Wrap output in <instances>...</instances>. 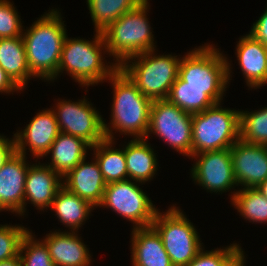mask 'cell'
<instances>
[{"label":"cell","mask_w":267,"mask_h":266,"mask_svg":"<svg viewBox=\"0 0 267 266\" xmlns=\"http://www.w3.org/2000/svg\"><path fill=\"white\" fill-rule=\"evenodd\" d=\"M57 9L43 14L27 30H23L26 57L30 72L41 80L57 78L62 46L66 37L64 21Z\"/></svg>","instance_id":"cell-1"},{"label":"cell","mask_w":267,"mask_h":266,"mask_svg":"<svg viewBox=\"0 0 267 266\" xmlns=\"http://www.w3.org/2000/svg\"><path fill=\"white\" fill-rule=\"evenodd\" d=\"M113 87V104L110 125L103 120L106 139L114 141V133L145 138L149 127L152 100L146 97L118 68L109 78ZM110 127V128H109Z\"/></svg>","instance_id":"cell-2"},{"label":"cell","mask_w":267,"mask_h":266,"mask_svg":"<svg viewBox=\"0 0 267 266\" xmlns=\"http://www.w3.org/2000/svg\"><path fill=\"white\" fill-rule=\"evenodd\" d=\"M103 50V52H102ZM107 52L103 33L97 32L93 40L69 38L67 35L62 46L57 77L67 71L75 82L83 86L99 84L107 80L118 68L116 63L105 65L102 53ZM103 60V61H102ZM112 64V65H111Z\"/></svg>","instance_id":"cell-3"},{"label":"cell","mask_w":267,"mask_h":266,"mask_svg":"<svg viewBox=\"0 0 267 266\" xmlns=\"http://www.w3.org/2000/svg\"><path fill=\"white\" fill-rule=\"evenodd\" d=\"M148 0L112 22L102 33L108 54L117 65L128 58L155 50L154 37L147 18Z\"/></svg>","instance_id":"cell-4"},{"label":"cell","mask_w":267,"mask_h":266,"mask_svg":"<svg viewBox=\"0 0 267 266\" xmlns=\"http://www.w3.org/2000/svg\"><path fill=\"white\" fill-rule=\"evenodd\" d=\"M227 57L213 45L206 44L181 58L178 76L187 87L208 88V95L221 103L231 77Z\"/></svg>","instance_id":"cell-5"},{"label":"cell","mask_w":267,"mask_h":266,"mask_svg":"<svg viewBox=\"0 0 267 266\" xmlns=\"http://www.w3.org/2000/svg\"><path fill=\"white\" fill-rule=\"evenodd\" d=\"M154 53L155 50H151L132 56L119 66L136 87L152 101L167 99L171 86L178 77L181 62L175 55Z\"/></svg>","instance_id":"cell-6"},{"label":"cell","mask_w":267,"mask_h":266,"mask_svg":"<svg viewBox=\"0 0 267 266\" xmlns=\"http://www.w3.org/2000/svg\"><path fill=\"white\" fill-rule=\"evenodd\" d=\"M220 104L192 114V155L231 148L240 139V111Z\"/></svg>","instance_id":"cell-7"},{"label":"cell","mask_w":267,"mask_h":266,"mask_svg":"<svg viewBox=\"0 0 267 266\" xmlns=\"http://www.w3.org/2000/svg\"><path fill=\"white\" fill-rule=\"evenodd\" d=\"M166 211H158L151 226L161 236L172 265L186 266L203 249V243L182 210L173 205Z\"/></svg>","instance_id":"cell-8"},{"label":"cell","mask_w":267,"mask_h":266,"mask_svg":"<svg viewBox=\"0 0 267 266\" xmlns=\"http://www.w3.org/2000/svg\"><path fill=\"white\" fill-rule=\"evenodd\" d=\"M156 134L177 152L192 156V114L172 104L167 99L153 100L150 108L149 134Z\"/></svg>","instance_id":"cell-9"},{"label":"cell","mask_w":267,"mask_h":266,"mask_svg":"<svg viewBox=\"0 0 267 266\" xmlns=\"http://www.w3.org/2000/svg\"><path fill=\"white\" fill-rule=\"evenodd\" d=\"M132 180L108 183L99 207L110 208L131 221L134 228L150 227L158 209L148 195Z\"/></svg>","instance_id":"cell-10"},{"label":"cell","mask_w":267,"mask_h":266,"mask_svg":"<svg viewBox=\"0 0 267 266\" xmlns=\"http://www.w3.org/2000/svg\"><path fill=\"white\" fill-rule=\"evenodd\" d=\"M60 132L82 138L91 147L106 139L103 119L87 99L72 102L65 99L52 108Z\"/></svg>","instance_id":"cell-11"},{"label":"cell","mask_w":267,"mask_h":266,"mask_svg":"<svg viewBox=\"0 0 267 266\" xmlns=\"http://www.w3.org/2000/svg\"><path fill=\"white\" fill-rule=\"evenodd\" d=\"M191 157L196 160L199 158L193 164L191 175L193 181L203 189H207L208 192L222 193L237 186L230 148L205 151Z\"/></svg>","instance_id":"cell-12"},{"label":"cell","mask_w":267,"mask_h":266,"mask_svg":"<svg viewBox=\"0 0 267 266\" xmlns=\"http://www.w3.org/2000/svg\"><path fill=\"white\" fill-rule=\"evenodd\" d=\"M237 186L257 188L267 179V146L238 140L230 148Z\"/></svg>","instance_id":"cell-13"},{"label":"cell","mask_w":267,"mask_h":266,"mask_svg":"<svg viewBox=\"0 0 267 266\" xmlns=\"http://www.w3.org/2000/svg\"><path fill=\"white\" fill-rule=\"evenodd\" d=\"M60 130L52 109L37 113L23 131H17L14 136L16 152L26 156L27 146L35 158L48 155L52 143ZM26 149V150H25Z\"/></svg>","instance_id":"cell-14"},{"label":"cell","mask_w":267,"mask_h":266,"mask_svg":"<svg viewBox=\"0 0 267 266\" xmlns=\"http://www.w3.org/2000/svg\"><path fill=\"white\" fill-rule=\"evenodd\" d=\"M26 158L15 152L0 169V211L24 215L25 182L30 166Z\"/></svg>","instance_id":"cell-15"},{"label":"cell","mask_w":267,"mask_h":266,"mask_svg":"<svg viewBox=\"0 0 267 266\" xmlns=\"http://www.w3.org/2000/svg\"><path fill=\"white\" fill-rule=\"evenodd\" d=\"M86 159L84 158L62 178L63 186L97 208L102 201L107 183L96 158L90 163L86 162Z\"/></svg>","instance_id":"cell-16"},{"label":"cell","mask_w":267,"mask_h":266,"mask_svg":"<svg viewBox=\"0 0 267 266\" xmlns=\"http://www.w3.org/2000/svg\"><path fill=\"white\" fill-rule=\"evenodd\" d=\"M30 165L27 171L24 194V213L30 201L36 209L51 207L58 189L63 185L62 177L43 163ZM27 202V203H26Z\"/></svg>","instance_id":"cell-17"},{"label":"cell","mask_w":267,"mask_h":266,"mask_svg":"<svg viewBox=\"0 0 267 266\" xmlns=\"http://www.w3.org/2000/svg\"><path fill=\"white\" fill-rule=\"evenodd\" d=\"M237 60L250 88L267 84V46L251 34L239 38L236 48Z\"/></svg>","instance_id":"cell-18"},{"label":"cell","mask_w":267,"mask_h":266,"mask_svg":"<svg viewBox=\"0 0 267 266\" xmlns=\"http://www.w3.org/2000/svg\"><path fill=\"white\" fill-rule=\"evenodd\" d=\"M46 244L55 266H89L91 254L77 232L56 231L46 234Z\"/></svg>","instance_id":"cell-19"},{"label":"cell","mask_w":267,"mask_h":266,"mask_svg":"<svg viewBox=\"0 0 267 266\" xmlns=\"http://www.w3.org/2000/svg\"><path fill=\"white\" fill-rule=\"evenodd\" d=\"M131 247L133 266H173L161 236L152 226L134 228Z\"/></svg>","instance_id":"cell-20"},{"label":"cell","mask_w":267,"mask_h":266,"mask_svg":"<svg viewBox=\"0 0 267 266\" xmlns=\"http://www.w3.org/2000/svg\"><path fill=\"white\" fill-rule=\"evenodd\" d=\"M87 148L91 146L82 138L60 132L48 152L52 161L46 165L63 178L87 157Z\"/></svg>","instance_id":"cell-21"},{"label":"cell","mask_w":267,"mask_h":266,"mask_svg":"<svg viewBox=\"0 0 267 266\" xmlns=\"http://www.w3.org/2000/svg\"><path fill=\"white\" fill-rule=\"evenodd\" d=\"M145 138H135L124 147L128 179L138 183L151 180L157 171V158Z\"/></svg>","instance_id":"cell-22"},{"label":"cell","mask_w":267,"mask_h":266,"mask_svg":"<svg viewBox=\"0 0 267 266\" xmlns=\"http://www.w3.org/2000/svg\"><path fill=\"white\" fill-rule=\"evenodd\" d=\"M0 66L21 91L35 77L28 67L22 36L0 38Z\"/></svg>","instance_id":"cell-23"},{"label":"cell","mask_w":267,"mask_h":266,"mask_svg":"<svg viewBox=\"0 0 267 266\" xmlns=\"http://www.w3.org/2000/svg\"><path fill=\"white\" fill-rule=\"evenodd\" d=\"M51 208L60 223L69 227L71 232H77L87 217L89 219L90 212L94 210L90 202L70 192L63 185L58 189Z\"/></svg>","instance_id":"cell-24"},{"label":"cell","mask_w":267,"mask_h":266,"mask_svg":"<svg viewBox=\"0 0 267 266\" xmlns=\"http://www.w3.org/2000/svg\"><path fill=\"white\" fill-rule=\"evenodd\" d=\"M114 141L105 139L90 150L94 151L101 173L106 183L124 181L128 179L127 164L123 149H114ZM113 147V148H112Z\"/></svg>","instance_id":"cell-25"},{"label":"cell","mask_w":267,"mask_h":266,"mask_svg":"<svg viewBox=\"0 0 267 266\" xmlns=\"http://www.w3.org/2000/svg\"><path fill=\"white\" fill-rule=\"evenodd\" d=\"M167 100L189 114L201 113L216 104L208 95V88L187 87L179 76L171 86Z\"/></svg>","instance_id":"cell-26"},{"label":"cell","mask_w":267,"mask_h":266,"mask_svg":"<svg viewBox=\"0 0 267 266\" xmlns=\"http://www.w3.org/2000/svg\"><path fill=\"white\" fill-rule=\"evenodd\" d=\"M144 0H87L95 32H103L123 14L135 9Z\"/></svg>","instance_id":"cell-27"},{"label":"cell","mask_w":267,"mask_h":266,"mask_svg":"<svg viewBox=\"0 0 267 266\" xmlns=\"http://www.w3.org/2000/svg\"><path fill=\"white\" fill-rule=\"evenodd\" d=\"M231 202L249 222H267V198L257 188H242L233 192Z\"/></svg>","instance_id":"cell-28"},{"label":"cell","mask_w":267,"mask_h":266,"mask_svg":"<svg viewBox=\"0 0 267 266\" xmlns=\"http://www.w3.org/2000/svg\"><path fill=\"white\" fill-rule=\"evenodd\" d=\"M240 140L267 146V107L254 112L240 110Z\"/></svg>","instance_id":"cell-29"},{"label":"cell","mask_w":267,"mask_h":266,"mask_svg":"<svg viewBox=\"0 0 267 266\" xmlns=\"http://www.w3.org/2000/svg\"><path fill=\"white\" fill-rule=\"evenodd\" d=\"M33 236L28 231L21 241L19 257L22 266H55L46 244Z\"/></svg>","instance_id":"cell-30"},{"label":"cell","mask_w":267,"mask_h":266,"mask_svg":"<svg viewBox=\"0 0 267 266\" xmlns=\"http://www.w3.org/2000/svg\"><path fill=\"white\" fill-rule=\"evenodd\" d=\"M28 231L29 229L23 226L0 224V261L19 255L21 241Z\"/></svg>","instance_id":"cell-31"},{"label":"cell","mask_w":267,"mask_h":266,"mask_svg":"<svg viewBox=\"0 0 267 266\" xmlns=\"http://www.w3.org/2000/svg\"><path fill=\"white\" fill-rule=\"evenodd\" d=\"M20 15L9 0H0V38L22 36Z\"/></svg>","instance_id":"cell-32"},{"label":"cell","mask_w":267,"mask_h":266,"mask_svg":"<svg viewBox=\"0 0 267 266\" xmlns=\"http://www.w3.org/2000/svg\"><path fill=\"white\" fill-rule=\"evenodd\" d=\"M239 246L233 243L223 249L217 248L211 251L202 249L186 266H223L241 248Z\"/></svg>","instance_id":"cell-33"},{"label":"cell","mask_w":267,"mask_h":266,"mask_svg":"<svg viewBox=\"0 0 267 266\" xmlns=\"http://www.w3.org/2000/svg\"><path fill=\"white\" fill-rule=\"evenodd\" d=\"M256 40L267 46V7L264 13L259 17L250 30V33Z\"/></svg>","instance_id":"cell-34"},{"label":"cell","mask_w":267,"mask_h":266,"mask_svg":"<svg viewBox=\"0 0 267 266\" xmlns=\"http://www.w3.org/2000/svg\"><path fill=\"white\" fill-rule=\"evenodd\" d=\"M16 152V145L13 139L5 138L0 143V169L5 165L9 158Z\"/></svg>","instance_id":"cell-35"},{"label":"cell","mask_w":267,"mask_h":266,"mask_svg":"<svg viewBox=\"0 0 267 266\" xmlns=\"http://www.w3.org/2000/svg\"><path fill=\"white\" fill-rule=\"evenodd\" d=\"M21 89L12 81L7 73L0 66V93L10 94Z\"/></svg>","instance_id":"cell-36"},{"label":"cell","mask_w":267,"mask_h":266,"mask_svg":"<svg viewBox=\"0 0 267 266\" xmlns=\"http://www.w3.org/2000/svg\"><path fill=\"white\" fill-rule=\"evenodd\" d=\"M245 256L240 248L223 266H245Z\"/></svg>","instance_id":"cell-37"},{"label":"cell","mask_w":267,"mask_h":266,"mask_svg":"<svg viewBox=\"0 0 267 266\" xmlns=\"http://www.w3.org/2000/svg\"><path fill=\"white\" fill-rule=\"evenodd\" d=\"M0 266H22L21 259L18 256L11 258L9 260L0 261Z\"/></svg>","instance_id":"cell-38"},{"label":"cell","mask_w":267,"mask_h":266,"mask_svg":"<svg viewBox=\"0 0 267 266\" xmlns=\"http://www.w3.org/2000/svg\"><path fill=\"white\" fill-rule=\"evenodd\" d=\"M257 189L267 198V179L263 181Z\"/></svg>","instance_id":"cell-39"},{"label":"cell","mask_w":267,"mask_h":266,"mask_svg":"<svg viewBox=\"0 0 267 266\" xmlns=\"http://www.w3.org/2000/svg\"><path fill=\"white\" fill-rule=\"evenodd\" d=\"M6 138L4 135H0V143Z\"/></svg>","instance_id":"cell-40"}]
</instances>
